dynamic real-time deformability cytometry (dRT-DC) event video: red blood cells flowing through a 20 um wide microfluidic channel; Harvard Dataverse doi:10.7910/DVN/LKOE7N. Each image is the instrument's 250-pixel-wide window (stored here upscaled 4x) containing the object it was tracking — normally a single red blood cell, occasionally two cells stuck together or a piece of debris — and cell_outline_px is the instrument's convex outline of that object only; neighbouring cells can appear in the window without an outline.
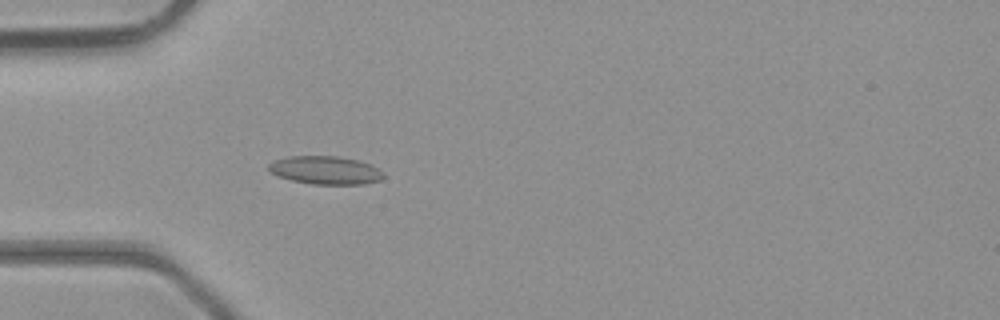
{"species": "common noctule bat (a hibernating species)", "species_latin": "Nyctalus noctula", "temperature_condition": "room temperature", "stored_images_in_passage": 47, "camera_frame_rate_fps": 3000, "um_per_image_px": 0.085, "animal": {"sex": "male", "body_mass_g": 23.1, "forearm_length_mm": 52.7}, "frame": {"image": 1, "passage_image": 15, "time_ms": 4.667, "image_size_px": [1000, 320], "cell_outline_px": [[384, 176], [380, 180], [364, 184], [312, 184], [292, 180], [280, 176], [272, 172], [268, 168], [268, 164], [272, 160], [288, 156], [340, 156], [372, 164], [384, 172]], "centroid_in_image_um": [27.68, 14.46], "position_along_channel_um": 57.3, "area_um2": 18.9}}
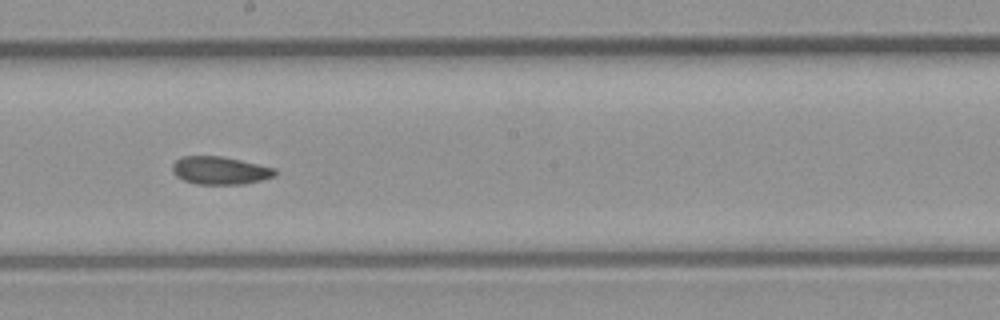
{"frame": {"image": 2, "passage_image": 27, "time_ms": 8.667, "image_size_px": [1000, 320], "cell_outline_px": [[276, 176], [244, 184], [196, 184], [184, 180], [176, 176], [172, 168], [172, 164], [180, 156], [220, 156], [240, 160], [276, 168]], "centroid_in_image_um": [18.7, 14.49], "position_along_channel_um": 229.5, "area_um2": 16.65}}
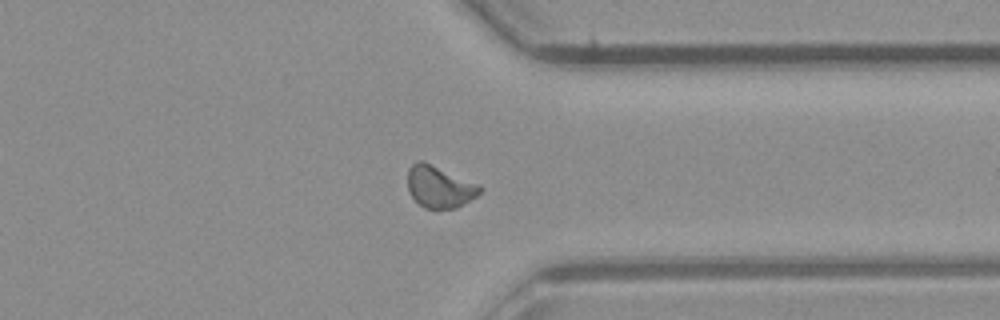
{"frame": {"image": 3, "passage_image": 37, "time_ms": 12.0, "image_size_px": [1000, 320], "cell_outline_px": [[484, 188], [476, 196], [456, 208], [424, 208], [408, 192], [408, 168], [416, 160], [424, 160], [480, 184]], "centroid_in_image_um": [37.36, 15.84], "position_along_channel_um": 374.0, "area_um2": 17.8}, "authors_computed_cell_mechanics": {"area_um2": 17.1666, "velocity_mm_per_s": 4.4145, "shape_relaxation_time_tau1_ms": null, "shape_relaxation_time_tau2_ms": 3.7851, "deformation_change_tau1": null, "deformation_change_tau2": 0.0733}}